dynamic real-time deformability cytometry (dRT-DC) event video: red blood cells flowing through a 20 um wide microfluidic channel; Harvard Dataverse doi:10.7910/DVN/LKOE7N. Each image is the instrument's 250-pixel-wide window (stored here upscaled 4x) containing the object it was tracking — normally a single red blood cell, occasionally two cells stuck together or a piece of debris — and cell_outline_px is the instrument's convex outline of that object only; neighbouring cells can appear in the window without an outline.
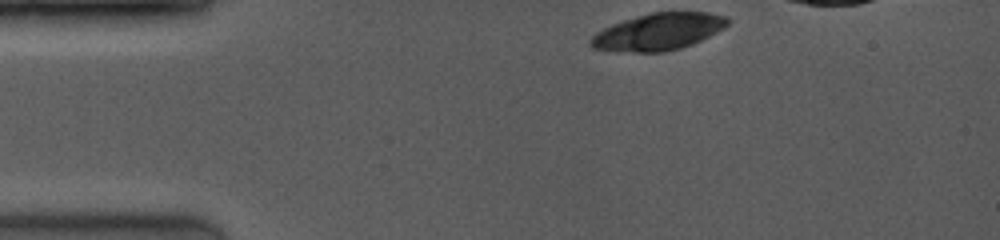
{"species": "common noctule bat (a hibernating species)", "species_latin": "Nyctalus noctula", "temperature_condition": "room temperature", "stored_images_in_passage": 50, "camera_frame_rate_fps": 4000, "um_per_image_px": 0.085, "animal": {"sex": "female", "body_mass_g": 19.0, "forearm_length_mm": 53.3}, "frame": {"image": 1, "passage_image": 1, "time_ms": 0.0, "image_size_px": [1000, 240], "cell_outline_px": [[728, 24], [724, 28], [692, 44], [680, 48], [664, 52], [636, 52], [592, 48], [588, 44], [588, 40], [596, 32], [612, 24], [636, 16], [652, 12], [708, 12], [728, 16]], "centroid_in_image_um": [55.95, 2.69], "position_along_channel_um": 29.0, "area_um2": 29.3}}
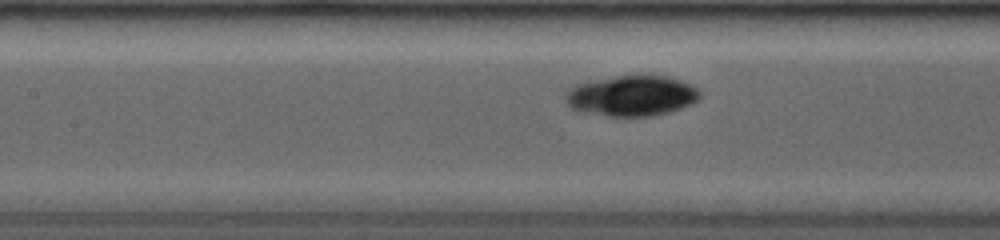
{"frame": {"image": 2, "passage_image": 19, "time_ms": 4.5, "image_size_px": [1000, 240], "cell_outline_px": [[700, 96], [692, 104], [668, 112], [652, 116], [608, 116], [580, 112], [568, 108], [564, 100], [564, 96], [572, 88], [580, 84], [620, 76], [660, 76], [676, 80], [688, 84], [696, 88], [700, 92]], "centroid_in_image_um": [53.65, 8.18], "position_along_channel_um": 153.7, "area_um2": 31.1}}
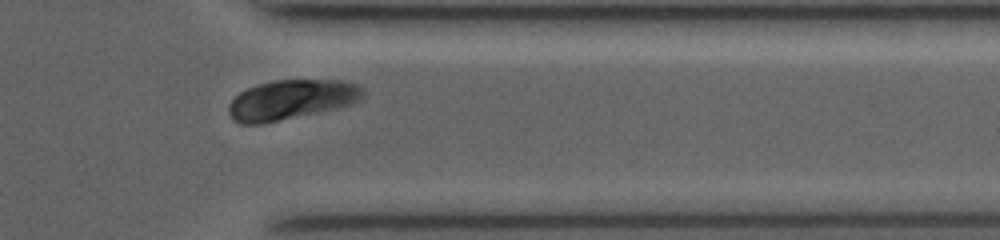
{"frame": {"image": 3, "passage_image": 42, "time_ms": 10.25, "image_size_px": [1000, 240], "cell_outline_px": [[364, 92], [360, 100], [352, 104], [336, 108], [260, 124], [240, 124], [232, 120], [228, 112], [228, 104], [240, 92], [248, 88], [260, 84], [276, 80], [340, 80], [356, 84]], "centroid_in_image_um": [24.72, 8.48], "position_along_channel_um": 386.7, "area_um2": 30.75}}